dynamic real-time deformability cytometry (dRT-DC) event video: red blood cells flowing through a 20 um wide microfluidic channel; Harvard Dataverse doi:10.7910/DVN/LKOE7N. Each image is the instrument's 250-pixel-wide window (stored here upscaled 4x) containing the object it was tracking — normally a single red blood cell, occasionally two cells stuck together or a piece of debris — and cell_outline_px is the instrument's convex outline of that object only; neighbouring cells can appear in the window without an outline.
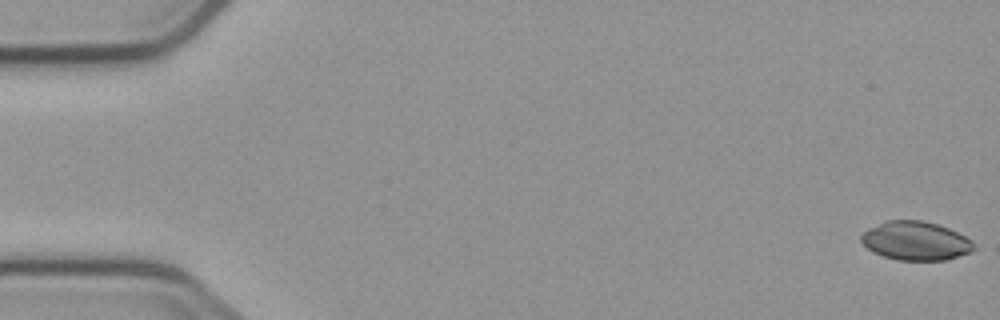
{"species": "common noctule bat (a hibernating species)", "species_latin": "Nyctalus noctula", "temperature_condition": "cold", "stored_images_in_passage": 5, "camera_frame_rate_fps": 3000, "um_per_image_px": 0.085, "animal": {"sex": "male", "body_mass_g": 23.1, "forearm_length_mm": 52.7}, "frame": {"image": 1, "passage_image": 5, "time_ms": 5.667, "image_size_px": [1000, 320], "cell_outline_px": [[976, 248], [972, 252], [948, 260], [896, 260], [872, 252], [860, 240], [860, 236], [868, 228], [888, 220], [920, 220], [936, 224], [948, 228], [972, 240], [976, 244]], "centroid_in_image_um": [77.86, 20.48], "position_along_channel_um": 7.1, "area_um2": 25.55}}